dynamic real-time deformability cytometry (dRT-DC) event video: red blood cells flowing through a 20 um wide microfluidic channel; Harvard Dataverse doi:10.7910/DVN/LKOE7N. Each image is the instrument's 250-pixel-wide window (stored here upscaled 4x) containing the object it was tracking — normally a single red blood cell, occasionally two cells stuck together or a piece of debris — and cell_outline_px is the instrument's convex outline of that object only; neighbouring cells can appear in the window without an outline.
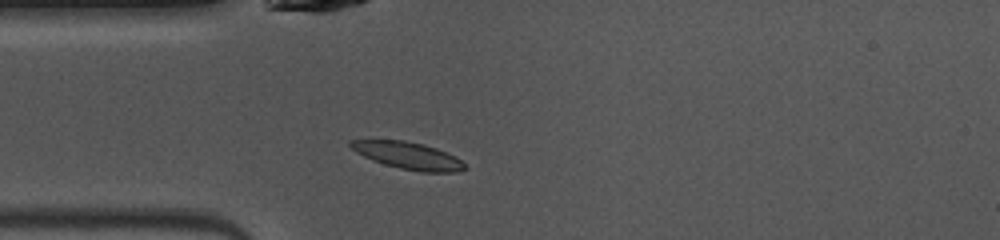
{"species": "common noctule bat (a hibernating species)", "species_latin": "Nyctalus noctula", "temperature_condition": "warm", "stored_images_in_passage": 37, "camera_frame_rate_fps": 3000, "um_per_image_px": 0.085, "animal": {"sex": "female", "body_mass_g": 10.0, "forearm_length_mm": 53.1}, "frame": {"image": 1, "passage_image": 1, "time_ms": 0.0, "image_size_px": [1000, 240], "cell_outline_px": [[468, 168], [460, 172], [420, 172], [400, 168], [384, 164], [372, 160], [356, 152], [348, 144], [348, 140], [404, 140], [424, 144], [436, 148], [456, 156]], "centroid_in_image_um": [34.71, 13.23], "position_along_channel_um": 50.3, "area_um2": 18.09}}
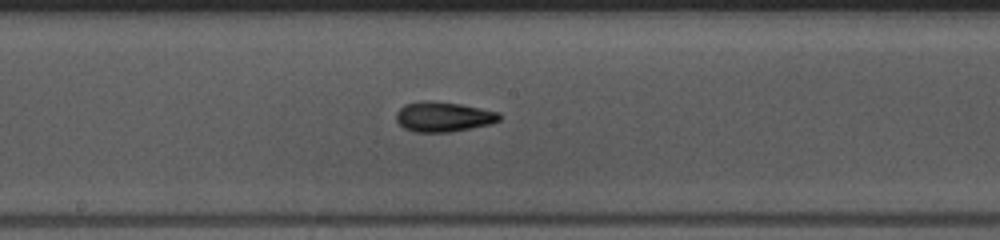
{"frame": {"image": 2, "passage_image": 13, "time_ms": 4.0, "image_size_px": [1000, 240], "cell_outline_px": [[500, 120], [492, 124], [448, 132], [416, 132], [404, 128], [396, 120], [396, 112], [404, 104], [424, 100], [432, 100], [460, 104], [500, 112]], "centroid_in_image_um": [37.68, 9.91], "position_along_channel_um": 210.5, "area_um2": 18.09}}
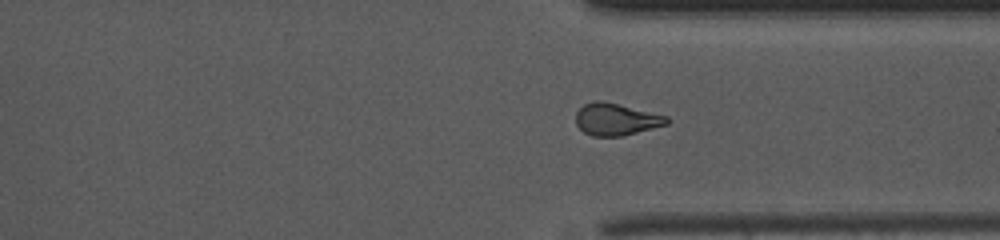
{"frame": {"image": 3, "passage_image": 24, "time_ms": 7.667, "image_size_px": [1000, 240], "cell_outline_px": [[668, 124], [620, 136], [592, 136], [584, 132], [576, 124], [576, 112], [584, 104], [592, 100], [600, 100], [668, 116]], "centroid_in_image_um": [52.33, 10.13], "position_along_channel_um": 359.1, "area_um2": 16.76}, "authors_computed_cell_mechanics": {"area_um2": 17.051, "velocity_mm_per_s": 4.0669, "shape_relaxation_time_tau1_ms": 5.165, "shape_relaxation_time_tau2_ms": 4.7681, "deformation_change_tau1": 0.1728, "deformation_change_tau2": 0.1258}}